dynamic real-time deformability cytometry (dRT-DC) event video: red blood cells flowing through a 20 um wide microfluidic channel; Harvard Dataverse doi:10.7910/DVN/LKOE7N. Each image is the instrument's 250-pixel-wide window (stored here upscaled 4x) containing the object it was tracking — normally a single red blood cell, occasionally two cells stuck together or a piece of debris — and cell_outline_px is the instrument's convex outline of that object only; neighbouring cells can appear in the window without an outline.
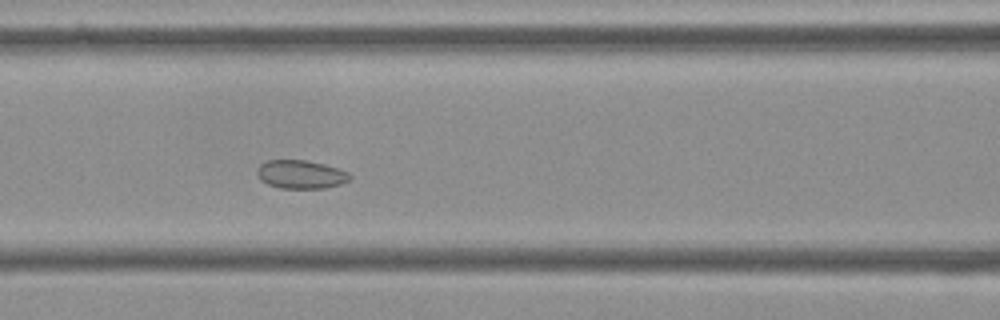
{"species": "Egyptian fruit bat (a non-hibernating species)", "species_latin": "Rousettus aegyptiacus", "temperature_condition": "cold", "stored_images_in_passage": 54, "camera_frame_rate_fps": 3000, "um_per_image_px": 0.085, "frame": {"image": 1, "passage_image": 21, "time_ms": 6.667, "image_size_px": [1000, 320], "cell_outline_px": [[352, 176], [348, 180], [340, 184], [324, 188], [280, 188], [268, 184], [260, 180], [256, 172], [256, 168], [260, 164], [268, 160], [308, 160], [340, 168], [348, 172]], "centroid_in_image_um": [25.56, 14.81], "position_along_channel_um": 141.0, "area_um2": 15.49}}
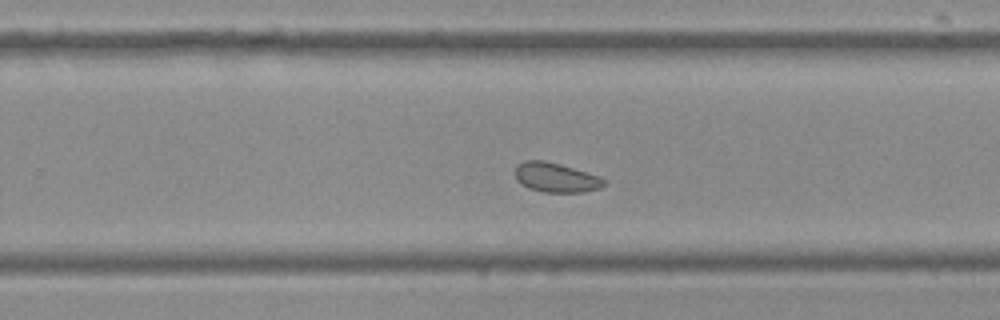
{"frame": {"image": 2, "passage_image": 33, "time_ms": 10.667, "image_size_px": [1000, 320], "cell_outline_px": [[604, 184], [600, 188], [584, 192], [544, 192], [528, 188], [516, 180], [516, 164], [524, 160], [544, 160], [560, 164], [600, 176], [604, 180]], "centroid_in_image_um": [47.22, 15.08], "position_along_channel_um": 282.6, "area_um2": 15.26}}
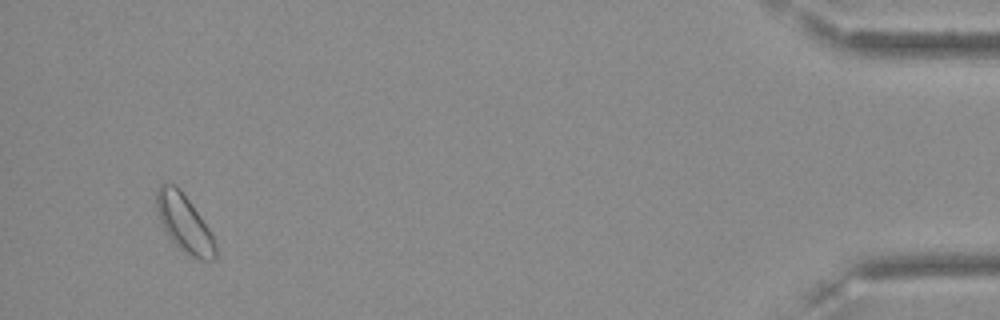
{"frame": {"image": 3, "passage_image": 51, "time_ms": 16.667, "image_size_px": [1000, 320], "cell_outline_px": [[216, 260], [200, 260], [188, 256], [168, 236], [160, 220], [156, 208], [156, 188], [160, 184], [172, 184], [180, 188], [200, 216], [208, 228], [216, 244]], "centroid_in_image_um": [15.66, 18.99], "position_along_channel_um": 419.5, "area_um2": 19.59}, "authors_computed_cell_mechanics": {"area_um2": 16.5886, "velocity_mm_per_s": 3.5506, "shape_relaxation_time_tau1_ms": null, "shape_relaxation_time_tau2_ms": 4.5972, "deformation_change_tau1": null, "deformation_change_tau2": 0.0708}}